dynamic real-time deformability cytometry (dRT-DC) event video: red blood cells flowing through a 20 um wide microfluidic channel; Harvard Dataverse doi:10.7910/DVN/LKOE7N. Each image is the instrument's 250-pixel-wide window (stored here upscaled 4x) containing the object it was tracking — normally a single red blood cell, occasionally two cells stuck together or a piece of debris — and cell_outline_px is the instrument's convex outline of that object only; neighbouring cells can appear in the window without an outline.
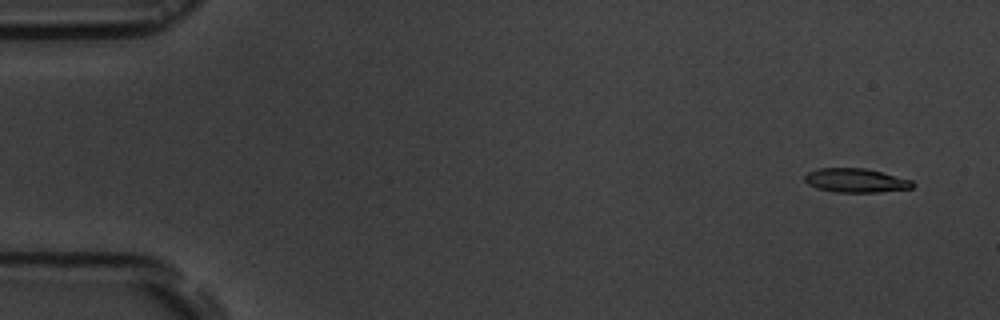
{"species": "common noctule bat (a hibernating species)", "species_latin": "Nyctalus noctula", "temperature_condition": "room temperature", "stored_images_in_passage": 4, "camera_frame_rate_fps": 3000, "um_per_image_px": 0.085, "animal": {"sex": "male", "body_mass_g": 19.5, "forearm_length_mm": 54.6}, "frame": {"image": 1, "passage_image": 1, "time_ms": 0.0, "image_size_px": [1000, 320], "cell_outline_px": [[916, 184], [912, 188], [880, 192], [836, 192], [816, 188], [808, 184], [804, 180], [804, 176], [808, 172], [820, 168], [864, 168], [912, 180]], "centroid_in_image_um": [72.74, 15.34], "position_along_channel_um": 12.3, "area_um2": 15.03}}